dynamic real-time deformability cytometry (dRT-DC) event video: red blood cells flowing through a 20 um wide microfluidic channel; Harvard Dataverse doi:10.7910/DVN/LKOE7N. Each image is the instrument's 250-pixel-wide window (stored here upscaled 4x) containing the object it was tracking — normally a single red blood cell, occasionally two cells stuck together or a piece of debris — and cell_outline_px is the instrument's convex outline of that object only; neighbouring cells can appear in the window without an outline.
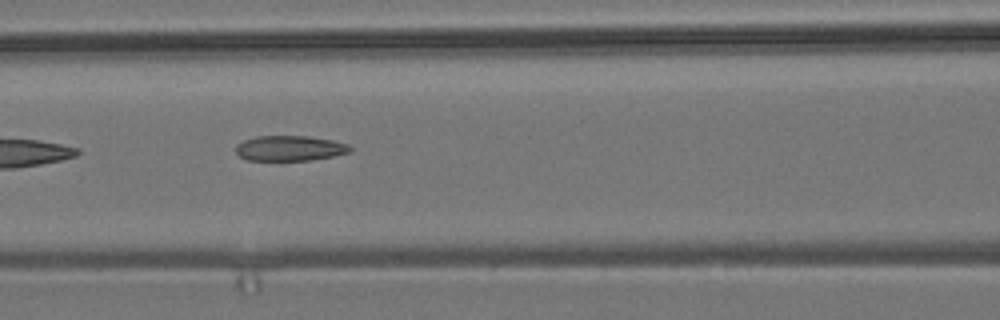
{"species": "common noctule bat (a hibernating species)", "species_latin": "Nyctalus noctula", "temperature_condition": "room temperature", "stored_images_in_passage": 8, "camera_frame_rate_fps": 3000, "um_per_image_px": 0.085, "animal": {"sex": "male", "body_mass_g": 19.2, "forearm_length_mm": 51.8}, "frame": {"image": 1, "passage_image": 8, "time_ms": 8.0, "image_size_px": [1000, 320], "cell_outline_px": [[352, 152], [312, 160], [248, 160], [240, 156], [236, 152], [236, 144], [244, 140], [256, 136], [308, 136], [332, 140], [348, 144], [352, 148]], "centroid_in_image_um": [24.65, 12.6], "position_along_channel_um": 142.0, "area_um2": 16.82}}